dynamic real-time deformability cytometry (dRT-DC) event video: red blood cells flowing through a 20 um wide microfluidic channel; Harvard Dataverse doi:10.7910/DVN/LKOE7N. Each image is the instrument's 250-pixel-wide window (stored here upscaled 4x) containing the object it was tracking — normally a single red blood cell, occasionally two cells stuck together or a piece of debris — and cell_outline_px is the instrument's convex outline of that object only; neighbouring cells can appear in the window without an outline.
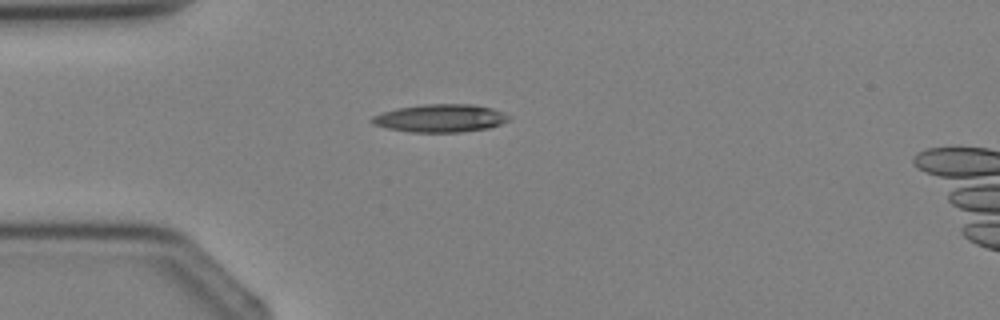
{"species": "Egyptian fruit bat (a non-hibernating species)", "species_latin": "Rousettus aegyptiacus", "temperature_condition": "cold", "stored_images_in_passage": 2, "camera_frame_rate_fps": 3000, "um_per_image_px": 0.085, "animal": {"sex": "female"}, "frame": {"image": 1, "passage_image": 1, "time_ms": 0.0, "image_size_px": [1000, 320], "cell_outline_px": [[512, 120], [488, 128], [460, 132], [408, 132], [388, 128], [372, 124], [368, 120], [372, 116], [396, 108], [424, 104], [472, 104], [492, 108], [504, 112], [512, 116]], "centroid_in_image_um": [37.45, 10.04], "position_along_channel_um": 47.5, "area_um2": 22.48}}